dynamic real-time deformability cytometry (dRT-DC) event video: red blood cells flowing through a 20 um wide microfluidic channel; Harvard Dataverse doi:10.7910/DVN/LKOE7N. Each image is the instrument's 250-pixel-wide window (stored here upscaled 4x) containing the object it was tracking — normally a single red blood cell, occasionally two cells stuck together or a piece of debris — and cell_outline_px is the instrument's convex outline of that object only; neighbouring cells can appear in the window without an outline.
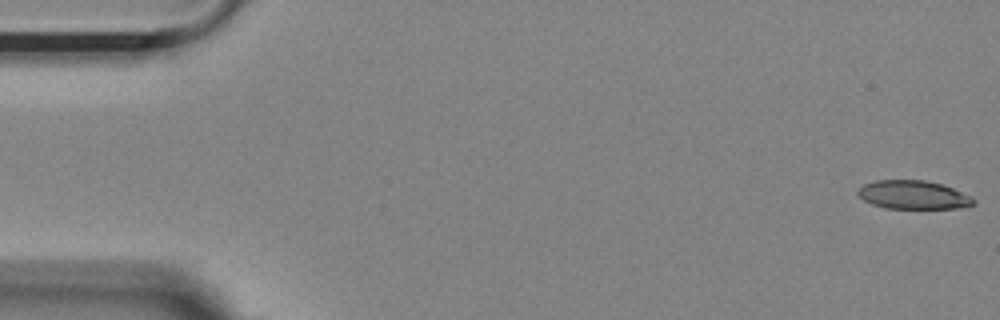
{"species": "Egyptian fruit bat (a non-hibernating species)", "species_latin": "Rousettus aegyptiacus", "temperature_condition": "room temperature", "stored_images_in_passage": 51, "camera_frame_rate_fps": 3000, "um_per_image_px": 0.085, "animal": {"sex": "female"}, "frame": {"image": 1, "passage_image": 1, "time_ms": 0.0, "image_size_px": [1000, 320], "cell_outline_px": [[976, 204], [956, 208], [884, 208], [872, 204], [864, 200], [856, 192], [864, 184], [876, 180], [924, 180], [940, 184], [952, 188], [972, 196], [976, 200]], "centroid_in_image_um": [77.64, 16.56], "position_along_channel_um": 7.4, "area_um2": 19.13}}
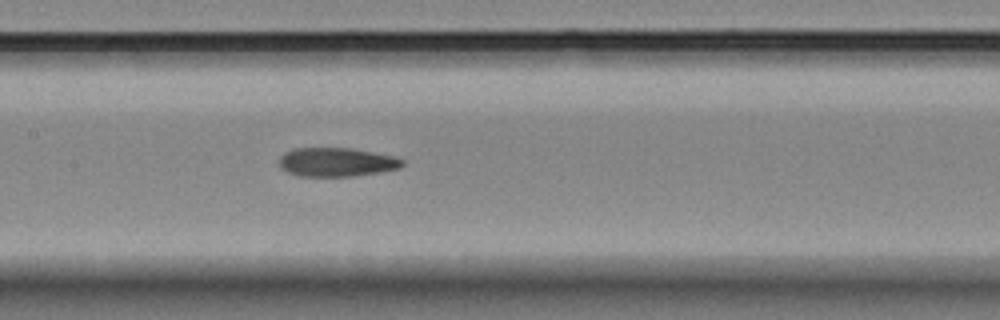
{"frame": {"image": 2, "passage_image": 26, "time_ms": 8.333, "image_size_px": [1000, 320], "cell_outline_px": [[404, 164], [400, 168], [380, 172], [352, 176], [300, 176], [288, 172], [280, 168], [280, 156], [284, 152], [292, 148], [352, 148], [396, 156], [404, 160]], "centroid_in_image_um": [28.62, 13.77], "position_along_channel_um": 178.8, "area_um2": 20.87}}
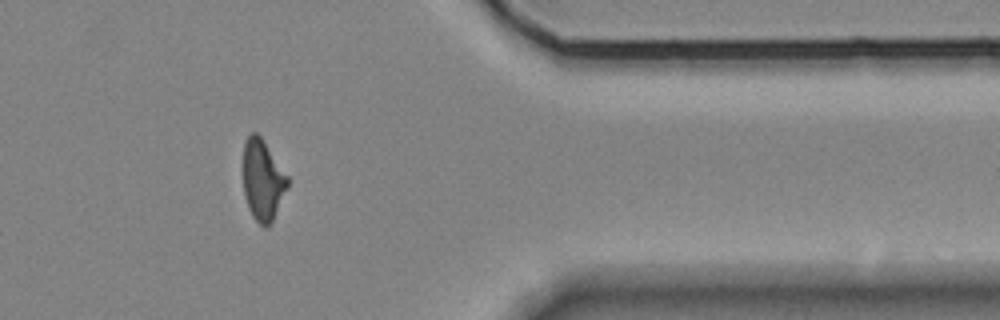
{"frame": {"image": 3, "passage_image": 45, "time_ms": 14.667, "image_size_px": [1000, 320], "cell_outline_px": [[288, 188], [268, 228], [264, 228], [252, 216], [248, 208], [244, 196], [244, 144], [248, 136], [252, 132], [256, 132], [260, 136], [288, 176]], "centroid_in_image_um": [22.33, 15.34], "position_along_channel_um": 389.1, "area_um2": 20.69}, "authors_computed_cell_mechanics": {"area_um2": 21.1548, "velocity_mm_per_s": 3.6325, "shape_relaxation_time_tau1_ms": null, "shape_relaxation_time_tau2_ms": 3.5984, "deformation_change_tau1": null, "deformation_change_tau2": 0.1257}}